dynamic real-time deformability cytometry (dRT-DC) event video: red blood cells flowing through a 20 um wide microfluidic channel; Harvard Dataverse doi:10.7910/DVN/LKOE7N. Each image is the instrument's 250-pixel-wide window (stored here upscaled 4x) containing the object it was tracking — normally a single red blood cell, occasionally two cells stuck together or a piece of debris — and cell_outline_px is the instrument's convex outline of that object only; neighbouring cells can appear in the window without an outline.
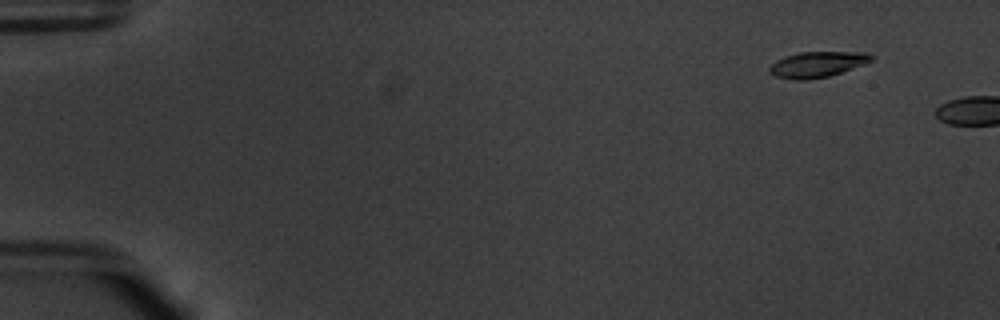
{"species": "common noctule bat (a hibernating species)", "species_latin": "Nyctalus noctula", "temperature_condition": "warm", "stored_images_in_passage": 5, "camera_frame_rate_fps": 3000, "um_per_image_px": 0.085, "animal": {"sex": "male", "body_mass_g": 20.1, "forearm_length_mm": 53.5}, "frame": {"image": 1, "passage_image": 2, "time_ms": 0.333, "image_size_px": [1000, 320], "cell_outline_px": [[872, 60], [864, 64], [828, 76], [804, 80], [796, 80], [776, 76], [768, 72], [768, 68], [776, 60], [784, 56], [800, 52], [868, 52], [872, 56]], "centroid_in_image_um": [69.43, 5.46], "position_along_channel_um": 15.6, "area_um2": 15.09}}